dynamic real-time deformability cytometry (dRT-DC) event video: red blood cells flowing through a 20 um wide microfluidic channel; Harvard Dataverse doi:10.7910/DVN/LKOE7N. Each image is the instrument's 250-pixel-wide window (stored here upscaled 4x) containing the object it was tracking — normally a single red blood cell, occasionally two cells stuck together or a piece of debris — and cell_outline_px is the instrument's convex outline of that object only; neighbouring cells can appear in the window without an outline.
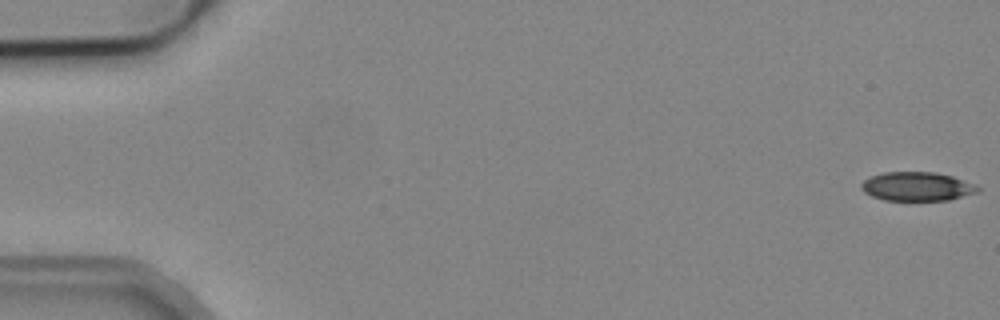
{"species": "common noctule bat (a hibernating species)", "species_latin": "Nyctalus noctula", "temperature_condition": "cold", "stored_images_in_passage": 54, "camera_frame_rate_fps": 3000, "um_per_image_px": 0.085, "animal": {"sex": "male", "body_mass_g": 19.2, "forearm_length_mm": 51.8}, "frame": {"image": 1, "passage_image": 1, "time_ms": 0.0, "image_size_px": [1000, 320], "cell_outline_px": [[980, 188], [976, 192], [948, 200], [884, 200], [872, 196], [864, 192], [860, 188], [860, 184], [864, 180], [872, 176], [884, 172], [936, 172], [952, 176], [972, 184]], "centroid_in_image_um": [77.89, 15.85], "position_along_channel_um": 7.1, "area_um2": 19.36}}
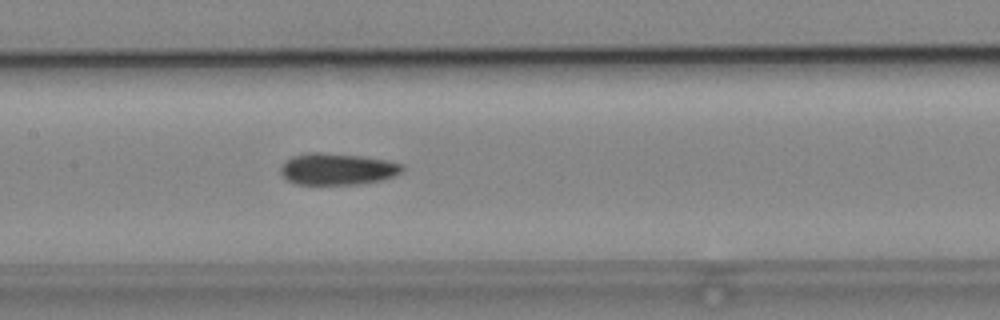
{"frame": {"image": 2, "passage_image": 26, "time_ms": 8.333, "image_size_px": [1000, 320], "cell_outline_px": [[404, 168], [400, 172], [392, 176], [380, 180], [356, 184], [296, 184], [280, 176], [280, 164], [296, 156], [316, 152], [324, 152], [360, 156], [384, 160], [404, 164]], "centroid_in_image_um": [28.64, 14.37], "position_along_channel_um": 178.8, "area_um2": 22.14}}
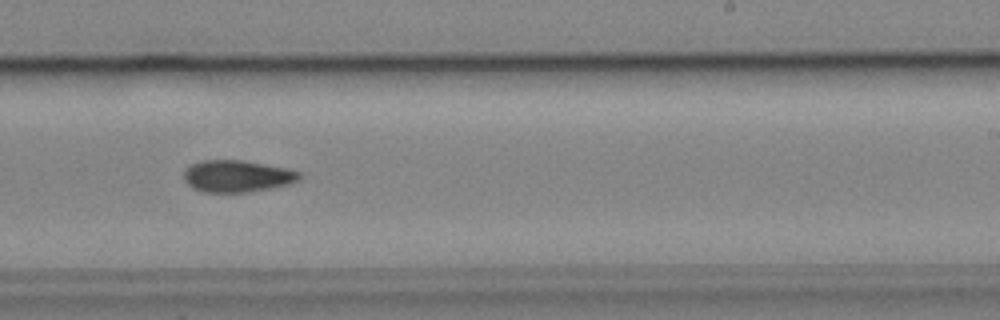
{"frame": {"image": 3, "passage_image": 33, "time_ms": 10.667, "image_size_px": [1000, 320], "cell_outline_px": [[300, 180], [288, 184], [268, 188], [244, 192], [204, 192], [192, 188], [184, 180], [184, 168], [200, 160], [244, 160], [288, 168], [300, 172]], "centroid_in_image_um": [20.13, 14.96], "position_along_channel_um": 268.9, "area_um2": 21.5}}